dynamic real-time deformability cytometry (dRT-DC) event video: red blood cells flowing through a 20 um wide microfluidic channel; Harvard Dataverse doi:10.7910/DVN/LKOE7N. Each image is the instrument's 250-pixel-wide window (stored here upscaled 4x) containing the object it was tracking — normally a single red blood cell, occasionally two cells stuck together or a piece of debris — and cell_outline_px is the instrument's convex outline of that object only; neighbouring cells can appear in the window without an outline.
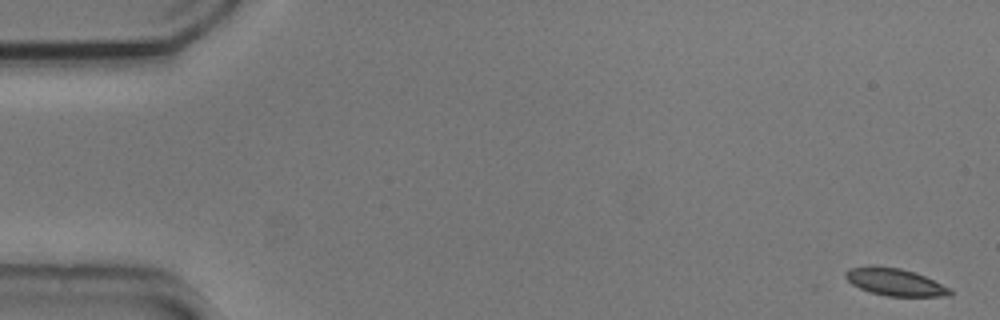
{"species": "common noctule bat (a hibernating species)", "species_latin": "Nyctalus noctula", "temperature_condition": "cold", "stored_images_in_passage": 56, "camera_frame_rate_fps": 3000, "um_per_image_px": 0.085, "animal": {"sex": "male", "body_mass_g": 20.5, "forearm_length_mm": 52.5}, "frame": {"image": 1, "passage_image": 1, "time_ms": 0.0, "image_size_px": [1000, 320], "cell_outline_px": [[952, 296], [888, 296], [872, 292], [860, 288], [852, 284], [844, 276], [844, 272], [848, 268], [868, 264], [876, 264], [900, 268], [916, 272], [952, 288]], "centroid_in_image_um": [76.06, 23.94], "position_along_channel_um": 8.9, "area_um2": 17.05}}
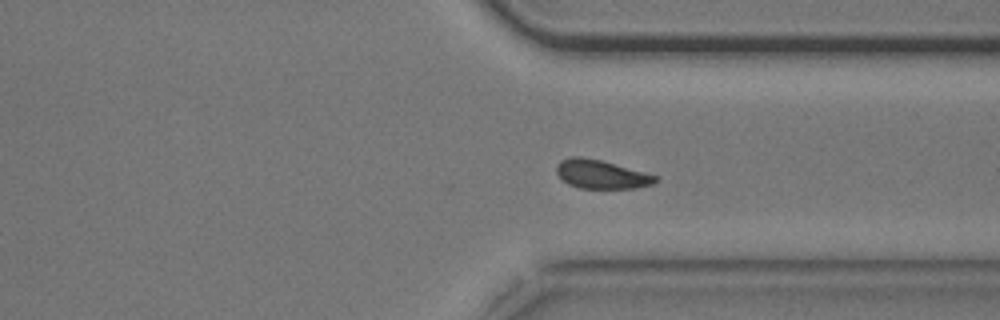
{"frame": {"image": 2, "passage_image": 41, "time_ms": 13.333, "image_size_px": [1000, 320], "cell_outline_px": [[660, 180], [652, 184], [636, 188], [580, 188], [568, 184], [556, 172], [556, 164], [560, 160], [572, 156], [580, 156], [600, 160], [660, 176]], "centroid_in_image_um": [51.13, 14.81], "position_along_channel_um": 360.3, "area_um2": 16.59}}
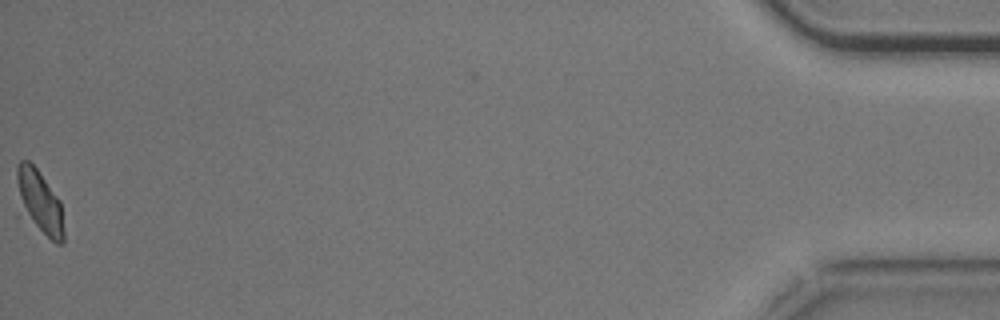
{"frame": {"image": 3, "passage_image": 55, "time_ms": 18.0, "image_size_px": [1000, 320], "cell_outline_px": [[64, 244], [56, 244], [24, 212], [16, 180], [16, 168], [20, 160], [28, 160], [36, 168], [60, 200], [64, 232]], "centroid_in_image_um": [3.4, 17.11], "position_along_channel_um": 431.8, "area_um2": 16.53}, "authors_computed_cell_mechanics": {"area_um2": 17.1377, "velocity_mm_per_s": 3.6573, "shape_relaxation_time_tau1_ms": 3.5697, "shape_relaxation_time_tau2_ms": null, "deformation_change_tau1": 0.0899, "deformation_change_tau2": null}}